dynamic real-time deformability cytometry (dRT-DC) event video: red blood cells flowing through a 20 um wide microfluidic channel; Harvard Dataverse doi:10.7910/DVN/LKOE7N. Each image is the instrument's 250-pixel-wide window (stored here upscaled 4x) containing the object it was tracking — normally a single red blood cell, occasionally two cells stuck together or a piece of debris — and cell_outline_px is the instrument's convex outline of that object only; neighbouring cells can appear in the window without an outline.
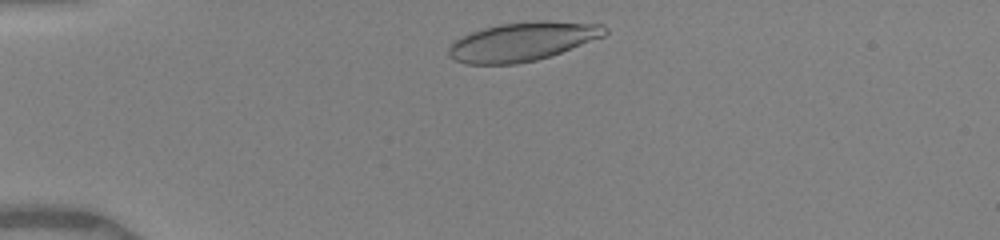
{"species": "human", "species_latin": "Homo sapiens", "temperature_condition": "warm", "stored_images_in_passage": 14, "camera_frame_rate_fps": 3000, "um_per_image_px": 0.085, "donor": {"sex": "female"}, "frame": {"image": 1, "passage_image": 3, "time_ms": 0.667, "image_size_px": [1000, 240], "cell_outline_px": [[608, 32], [604, 36], [560, 52], [536, 60], [516, 64], [468, 64], [456, 60], [448, 56], [448, 48], [460, 36], [484, 28], [500, 24], [540, 20], [548, 20], [604, 24], [608, 28]], "centroid_in_image_um": [44.43, 3.52], "position_along_channel_um": 40.6, "area_um2": 35.2}}
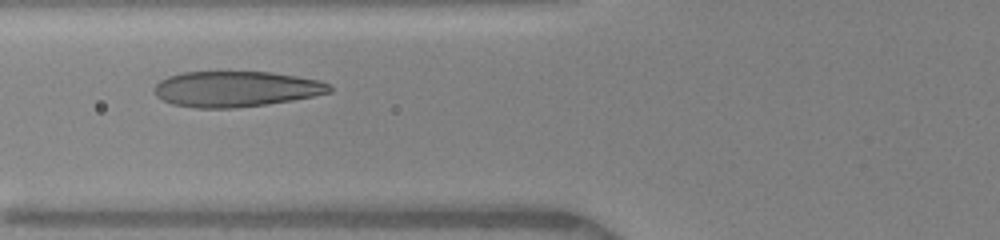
{"frame": {"image": 2, "passage_image": 11, "time_ms": 3.333, "image_size_px": [1000, 240], "cell_outline_px": [[332, 92], [292, 100], [268, 104], [236, 108], [196, 108], [172, 104], [156, 96], [156, 84], [160, 80], [168, 76], [184, 72], [272, 72], [320, 80], [328, 84], [332, 88]], "centroid_in_image_um": [20.07, 7.56], "position_along_channel_um": 105.7, "area_um2": 36.3}}
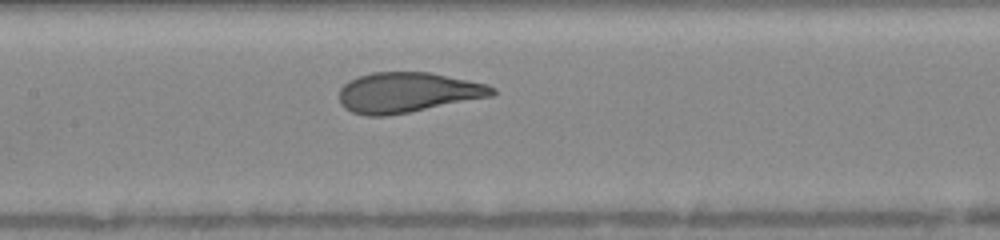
{"frame": {"image": 3, "passage_image": 14, "time_ms": 5.0, "image_size_px": [1000, 240], "cell_outline_px": [[496, 92], [492, 96], [408, 112], [384, 116], [368, 116], [352, 112], [344, 108], [340, 104], [340, 88], [348, 80], [372, 72], [428, 72], [488, 84], [496, 88]], "centroid_in_image_um": [34.63, 7.85], "position_along_channel_um": 172.8, "area_um2": 35.66}}